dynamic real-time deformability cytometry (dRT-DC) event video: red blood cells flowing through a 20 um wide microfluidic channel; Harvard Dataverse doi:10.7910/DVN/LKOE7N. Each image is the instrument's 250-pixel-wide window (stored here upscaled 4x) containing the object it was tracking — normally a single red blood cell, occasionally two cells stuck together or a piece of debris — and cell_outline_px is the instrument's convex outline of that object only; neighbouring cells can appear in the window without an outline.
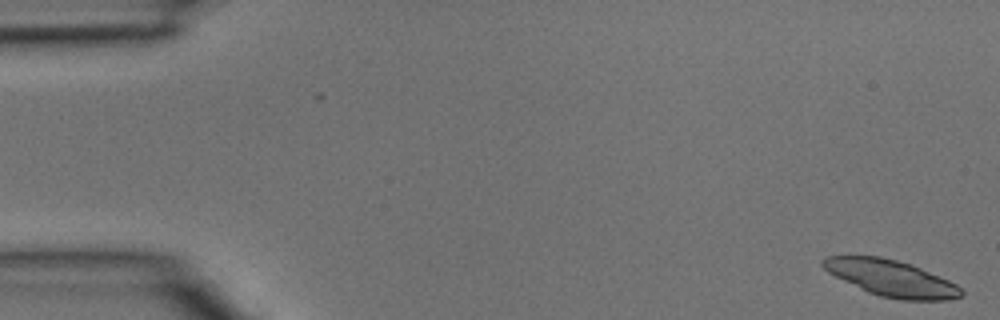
{"species": "common noctule bat (a hibernating species)", "species_latin": "Nyctalus noctula", "temperature_condition": "room temperature", "stored_images_in_passage": 4, "camera_frame_rate_fps": 3000, "um_per_image_px": 0.085, "animal": {"sex": "male", "body_mass_g": 15.6}, "frame": {"image": 1, "passage_image": 1, "time_ms": 0.0, "image_size_px": [1000, 320], "cell_outline_px": [[964, 292], [960, 296], [948, 300], [900, 300], [880, 296], [868, 292], [828, 272], [820, 264], [820, 260], [824, 256], [848, 252], [880, 256], [912, 264], [948, 280], [956, 284]], "centroid_in_image_um": [75.64, 23.58], "position_along_channel_um": 9.4, "area_um2": 29.88}}